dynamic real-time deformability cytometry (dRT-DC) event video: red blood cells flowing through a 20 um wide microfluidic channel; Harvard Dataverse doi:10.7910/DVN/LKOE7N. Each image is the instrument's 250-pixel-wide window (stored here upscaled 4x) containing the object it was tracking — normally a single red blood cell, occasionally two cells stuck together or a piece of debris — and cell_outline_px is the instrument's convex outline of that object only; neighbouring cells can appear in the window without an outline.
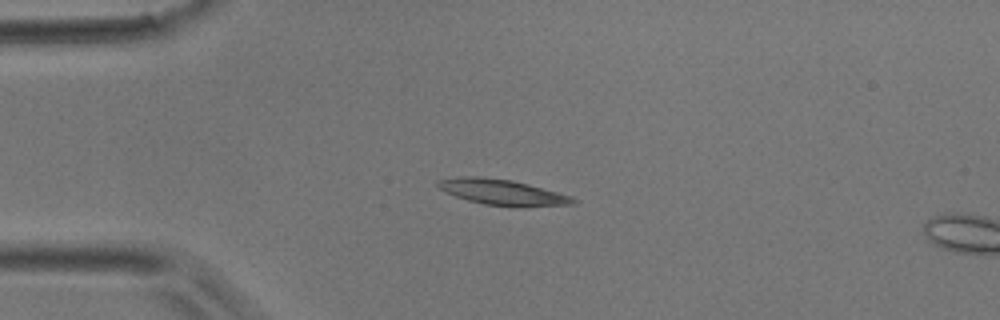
{"species": "common noctule bat (a hibernating species)", "species_latin": "Nyctalus noctula", "temperature_condition": "room temperature", "stored_images_in_passage": 2, "camera_frame_rate_fps": 3000, "um_per_image_px": 0.085, "animal": {"sex": "male", "body_mass_g": 17.9}, "frame": {"image": 1, "passage_image": 1, "time_ms": 0.0, "image_size_px": [1000, 320], "cell_outline_px": [[576, 204], [484, 204], [468, 200], [456, 196], [440, 188], [436, 184], [440, 180], [460, 176], [480, 176], [512, 180], [528, 184], [572, 196], [576, 200]], "centroid_in_image_um": [42.63, 16.28], "position_along_channel_um": 42.4, "area_um2": 18.96}}